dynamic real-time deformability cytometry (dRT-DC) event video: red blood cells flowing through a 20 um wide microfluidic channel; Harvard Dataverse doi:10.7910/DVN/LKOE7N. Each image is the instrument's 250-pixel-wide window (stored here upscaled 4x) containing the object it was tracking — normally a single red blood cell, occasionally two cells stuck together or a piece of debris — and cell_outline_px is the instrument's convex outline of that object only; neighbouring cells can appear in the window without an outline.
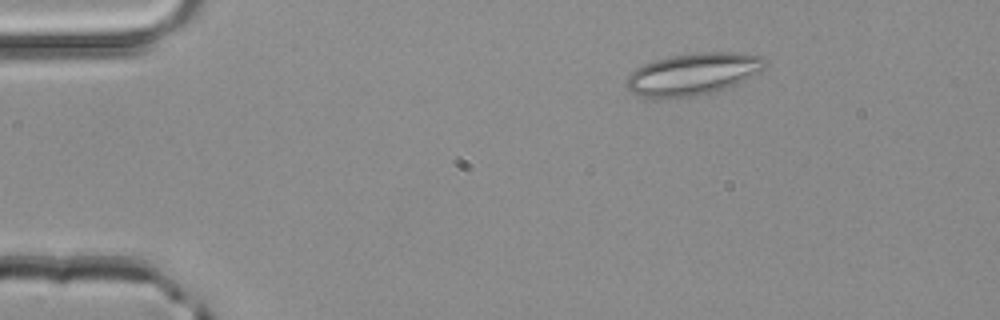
{"species": "common noctule bat (a hibernating species)", "species_latin": "Nyctalus noctula", "temperature_condition": "room temperature", "stored_images_in_passage": 4, "camera_frame_rate_fps": 3000, "um_per_image_px": 0.085, "animal": {"sex": "male", "body_mass_g": 20.4}, "frame": {"image": 1, "passage_image": 2, "time_ms": 0.333, "image_size_px": [1000, 320], "cell_outline_px": [[768, 64], [764, 68], [744, 80], [728, 88], [696, 96], [640, 96], [632, 92], [624, 84], [628, 76], [636, 68], [644, 64], [668, 56], [700, 52], [740, 52], [760, 56], [768, 60]], "centroid_in_image_um": [58.95, 6.26], "position_along_channel_um": 26.1, "area_um2": 33.58}}